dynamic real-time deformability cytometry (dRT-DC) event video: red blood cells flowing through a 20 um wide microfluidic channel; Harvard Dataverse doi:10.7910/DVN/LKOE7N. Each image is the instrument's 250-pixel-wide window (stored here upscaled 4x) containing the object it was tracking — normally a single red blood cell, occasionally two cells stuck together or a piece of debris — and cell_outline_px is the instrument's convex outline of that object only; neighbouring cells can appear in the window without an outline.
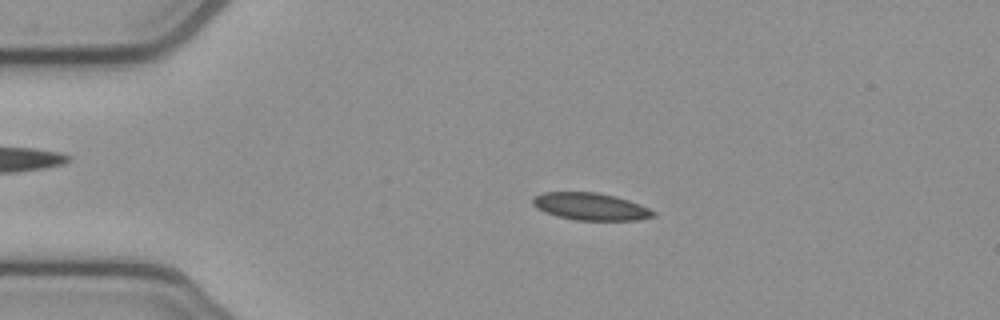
{"species": "common noctule bat (a hibernating species)", "species_latin": "Nyctalus noctula", "temperature_condition": "cold", "stored_images_in_passage": 4, "camera_frame_rate_fps": 3000, "um_per_image_px": 0.085, "animal": {"sex": "female", "body_mass_g": 21.9}, "frame": {"image": 1, "passage_image": 3, "time_ms": 0.667, "image_size_px": [1000, 320], "cell_outline_px": [[656, 216], [636, 220], [576, 220], [556, 216], [544, 212], [536, 208], [532, 204], [532, 196], [544, 192], [596, 192], [616, 196], [640, 204], [656, 212]], "centroid_in_image_um": [50.17, 17.55], "position_along_channel_um": 34.8, "area_um2": 19.31}}